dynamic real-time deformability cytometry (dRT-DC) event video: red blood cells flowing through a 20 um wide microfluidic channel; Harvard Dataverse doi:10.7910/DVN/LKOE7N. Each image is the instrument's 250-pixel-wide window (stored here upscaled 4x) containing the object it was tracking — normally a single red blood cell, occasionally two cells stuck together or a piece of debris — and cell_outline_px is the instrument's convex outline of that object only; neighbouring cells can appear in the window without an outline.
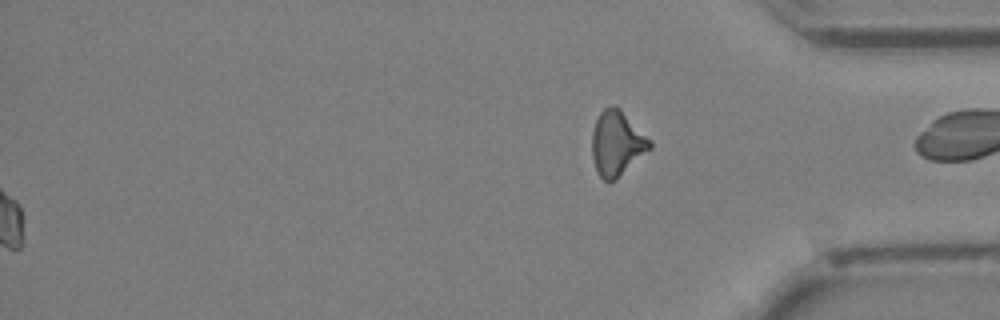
{"species": "Egyptian fruit bat (a non-hibernating species)", "species_latin": "Rousettus aegyptiacus", "temperature_condition": "cold", "stored_images_in_passage": 32, "segment_of_instrument_passage": [2, 2], "camera_frame_rate_fps": 3000, "um_per_image_px": 0.085, "animal": {"sex": "female"}, "frame": {"image": 1, "passage_image": 32, "time_ms": 10.333, "image_size_px": [1000, 320], "cell_outline_px": [[652, 148], [616, 180], [608, 184], [596, 172], [592, 160], [592, 132], [596, 120], [600, 112], [604, 108], [612, 104], [620, 108], [652, 140]], "centroid_in_image_um": [52.44, 12.2], "position_along_channel_um": 382.8, "area_um2": 22.31}}